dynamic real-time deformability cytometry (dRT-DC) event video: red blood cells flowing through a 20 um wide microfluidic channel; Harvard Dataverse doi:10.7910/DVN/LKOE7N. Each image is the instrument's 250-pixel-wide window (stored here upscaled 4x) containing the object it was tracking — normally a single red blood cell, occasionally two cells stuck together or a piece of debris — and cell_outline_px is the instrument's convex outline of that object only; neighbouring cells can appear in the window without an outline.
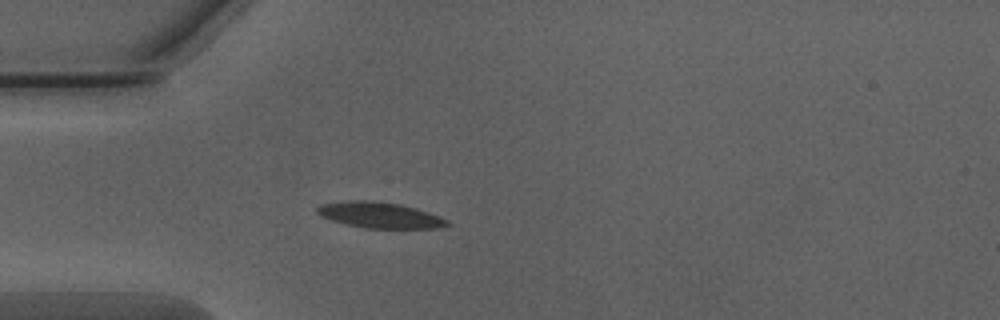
{"species": "Egyptian fruit bat (a non-hibernating species)", "species_latin": "Rousettus aegyptiacus", "temperature_condition": "warm", "stored_images_in_passage": 39, "camera_frame_rate_fps": 3000, "um_per_image_px": 0.085, "animal": {"sex": "male"}, "frame": {"image": 1, "passage_image": 7, "time_ms": 2.0, "image_size_px": [1000, 320], "cell_outline_px": [[452, 224], [440, 228], [364, 228], [344, 224], [320, 216], [316, 212], [316, 208], [320, 204], [348, 200], [372, 200], [400, 204], [416, 208], [440, 216], [448, 220]], "centroid_in_image_um": [32.28, 18.28], "position_along_channel_um": 52.7, "area_um2": 19.83}}
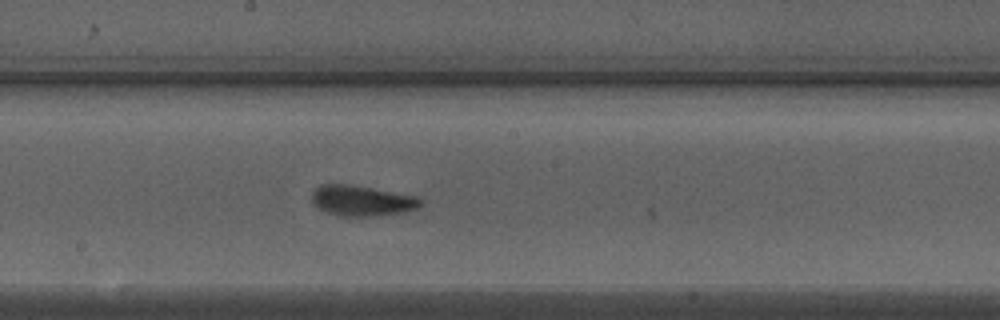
{"frame": {"image": 2, "passage_image": 20, "time_ms": 6.333, "image_size_px": [1000, 320], "cell_outline_px": [[424, 200], [416, 208], [404, 212], [376, 216], [344, 216], [324, 212], [312, 204], [312, 188], [320, 184], [348, 184], [372, 188], [416, 196]], "centroid_in_image_um": [30.7, 17.05], "position_along_channel_um": 217.5, "area_um2": 19.48}}
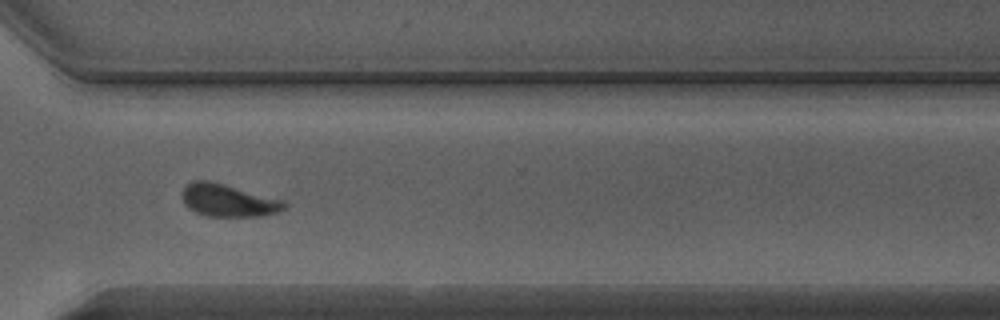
{"frame": {"image": 3, "passage_image": 30, "time_ms": 9.667, "image_size_px": [1000, 320], "cell_outline_px": [[288, 204], [284, 208], [276, 212], [264, 216], [208, 216], [196, 212], [188, 208], [184, 204], [180, 196], [180, 192], [192, 180], [208, 180], [224, 184], [284, 200]], "centroid_in_image_um": [19.36, 17.03], "position_along_channel_um": 351.2, "area_um2": 19.42}, "authors_computed_cell_mechanics": {"area_um2": 19.074, "velocity_mm_per_s": 4.0106, "shape_relaxation_time_tau1_ms": 2.5572, "shape_relaxation_time_tau2_ms": 0.5786, "deformation_change_tau1": 0.1517, "deformation_change_tau2": 0.0692}}